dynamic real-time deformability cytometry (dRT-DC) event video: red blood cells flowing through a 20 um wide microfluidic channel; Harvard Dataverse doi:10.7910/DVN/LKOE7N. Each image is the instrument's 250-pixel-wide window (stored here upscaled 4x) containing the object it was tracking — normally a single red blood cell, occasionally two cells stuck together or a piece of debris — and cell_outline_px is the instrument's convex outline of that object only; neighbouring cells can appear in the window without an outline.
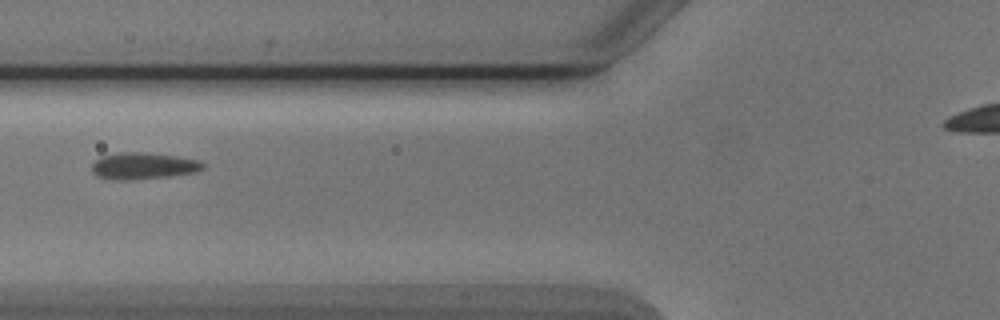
{"species": "Egyptian fruit bat (a non-hibernating species)", "species_latin": "Rousettus aegyptiacus", "temperature_condition": "cold", "stored_images_in_passage": 2, "camera_frame_rate_fps": 3000, "um_per_image_px": 0.085, "animal": {"sex": "male"}, "frame": {"image": 1, "passage_image": 2, "time_ms": 1.333, "image_size_px": [1000, 320], "cell_outline_px": [[204, 168], [196, 172], [168, 176], [132, 180], [112, 180], [96, 176], [92, 172], [92, 164], [100, 156], [120, 152], [144, 152], [176, 156], [196, 160], [204, 164]], "centroid_in_image_um": [12.12, 14.1], "position_along_channel_um": 113.7, "area_um2": 17.28}}